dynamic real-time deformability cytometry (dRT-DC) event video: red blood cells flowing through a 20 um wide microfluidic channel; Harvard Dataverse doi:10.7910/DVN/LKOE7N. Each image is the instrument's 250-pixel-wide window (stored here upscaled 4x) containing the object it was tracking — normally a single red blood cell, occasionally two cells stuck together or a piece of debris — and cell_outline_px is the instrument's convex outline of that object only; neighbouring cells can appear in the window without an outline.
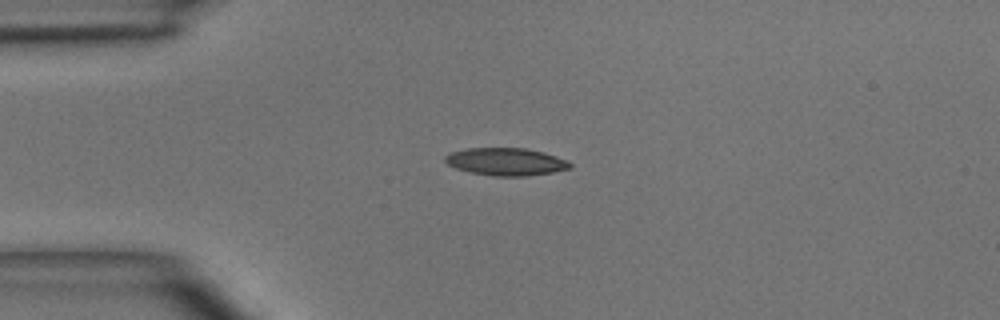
{"species": "common noctule bat (a hibernating species)", "species_latin": "Nyctalus noctula", "temperature_condition": "room temperature", "stored_images_in_passage": 4, "camera_frame_rate_fps": 3000, "um_per_image_px": 0.085, "animal": {"sex": "male", "body_mass_g": 15.6}, "frame": {"image": 1, "passage_image": 1, "time_ms": 0.0, "image_size_px": [1000, 320], "cell_outline_px": [[572, 168], [552, 172], [528, 176], [492, 176], [472, 172], [456, 168], [448, 164], [444, 160], [444, 156], [452, 152], [468, 148], [524, 148], [544, 152], [568, 160], [572, 164]], "centroid_in_image_um": [43.04, 13.74], "position_along_channel_um": 42.0, "area_um2": 20.06}}